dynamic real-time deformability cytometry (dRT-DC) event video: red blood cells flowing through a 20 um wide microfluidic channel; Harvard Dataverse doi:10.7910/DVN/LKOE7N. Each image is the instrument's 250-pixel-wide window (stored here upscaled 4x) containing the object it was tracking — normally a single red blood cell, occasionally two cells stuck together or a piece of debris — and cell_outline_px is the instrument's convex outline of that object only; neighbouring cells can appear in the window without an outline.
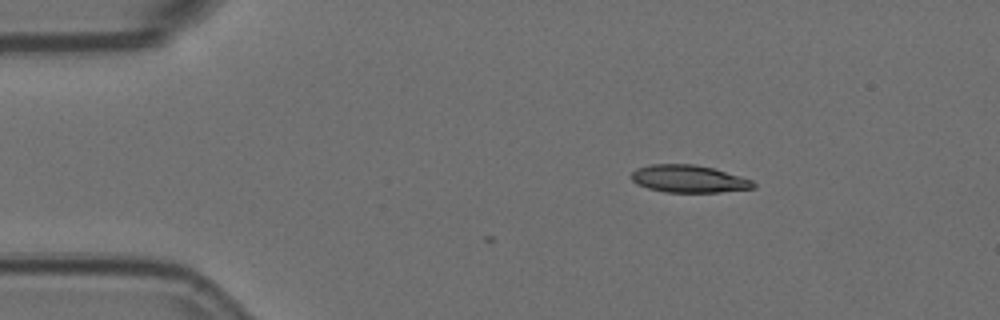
{"species": "Egyptian fruit bat (a non-hibernating species)", "species_latin": "Rousettus aegyptiacus", "temperature_condition": "room temperature", "stored_images_in_passage": 5, "camera_frame_rate_fps": 3000, "um_per_image_px": 0.085, "animal": {"sex": "female"}, "frame": {"image": 1, "passage_image": 1, "time_ms": 0.0, "image_size_px": [1000, 320], "cell_outline_px": [[756, 188], [720, 192], [664, 192], [648, 188], [636, 184], [628, 176], [636, 168], [652, 164], [692, 164], [712, 168], [740, 176], [752, 180], [756, 184]], "centroid_in_image_um": [58.51, 15.2], "position_along_channel_um": 26.5, "area_um2": 19.59}}